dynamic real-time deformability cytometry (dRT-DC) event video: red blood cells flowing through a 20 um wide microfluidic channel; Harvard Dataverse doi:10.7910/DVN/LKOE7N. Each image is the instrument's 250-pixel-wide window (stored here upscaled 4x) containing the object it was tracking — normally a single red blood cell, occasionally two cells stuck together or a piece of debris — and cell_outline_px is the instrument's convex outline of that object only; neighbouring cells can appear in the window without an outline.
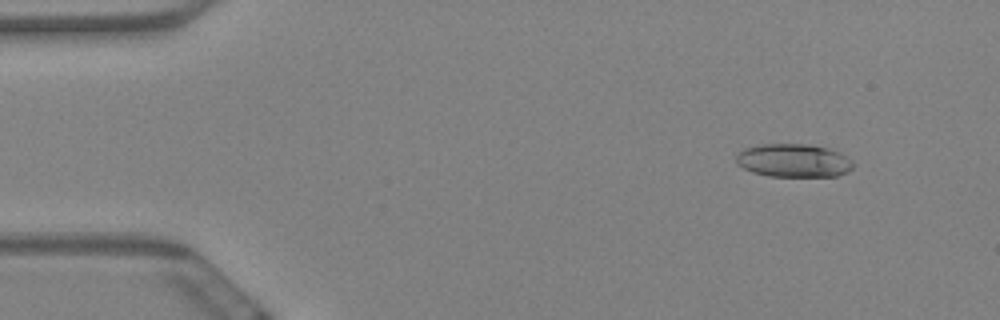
{"species": "Egyptian fruit bat (a non-hibernating species)", "species_latin": "Rousettus aegyptiacus", "temperature_condition": "warm", "stored_images_in_passage": 58, "camera_frame_rate_fps": 3000, "um_per_image_px": 0.085, "animal": {"sex": "female"}, "frame": {"image": 1, "passage_image": 6, "time_ms": 1.667, "image_size_px": [1000, 320], "cell_outline_px": [[852, 168], [848, 172], [836, 176], [768, 176], [752, 172], [736, 164], [736, 156], [744, 148], [764, 144], [808, 144], [828, 148], [840, 152], [852, 160]], "centroid_in_image_um": [67.46, 13.64], "position_along_channel_um": 17.5, "area_um2": 22.72}}
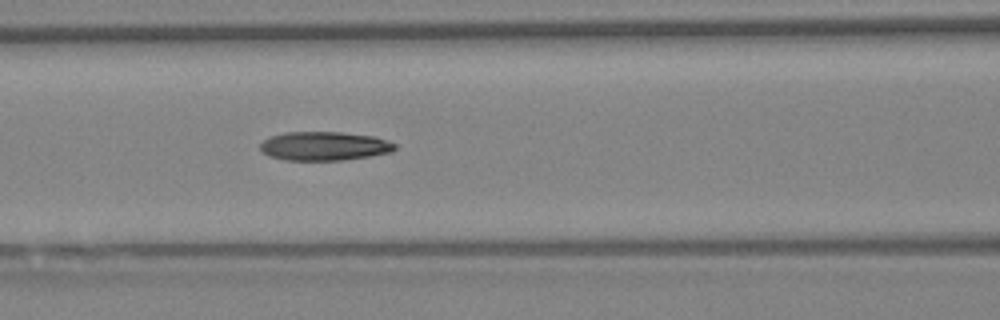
{"frame": {"image": 2, "passage_image": 25, "time_ms": 8.0, "image_size_px": [1000, 320], "cell_outline_px": [[396, 148], [392, 152], [344, 160], [284, 160], [268, 156], [260, 148], [260, 144], [264, 140], [272, 136], [288, 132], [340, 132], [376, 136], [396, 144]], "centroid_in_image_um": [27.58, 12.42], "position_along_channel_um": 139.0, "area_um2": 22.6}}
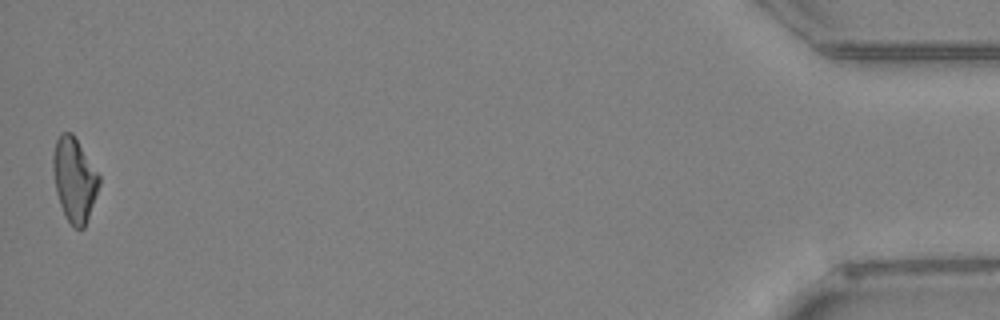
{"frame": {"image": 3, "passage_image": 58, "time_ms": 19.0, "image_size_px": [1000, 320], "cell_outline_px": [[100, 184], [84, 228], [76, 228], [68, 220], [60, 204], [56, 192], [52, 168], [52, 156], [56, 140], [60, 132], [72, 132], [100, 176]], "centroid_in_image_um": [6.3, 15.22], "position_along_channel_um": 428.9, "area_um2": 22.31}, "authors_computed_cell_mechanics": {"area_um2": 22.5998, "velocity_mm_per_s": 3.5079, "shape_relaxation_time_tau1_ms": null, "shape_relaxation_time_tau2_ms": 5.8549, "deformation_change_tau1": null, "deformation_change_tau2": 0.1579}}